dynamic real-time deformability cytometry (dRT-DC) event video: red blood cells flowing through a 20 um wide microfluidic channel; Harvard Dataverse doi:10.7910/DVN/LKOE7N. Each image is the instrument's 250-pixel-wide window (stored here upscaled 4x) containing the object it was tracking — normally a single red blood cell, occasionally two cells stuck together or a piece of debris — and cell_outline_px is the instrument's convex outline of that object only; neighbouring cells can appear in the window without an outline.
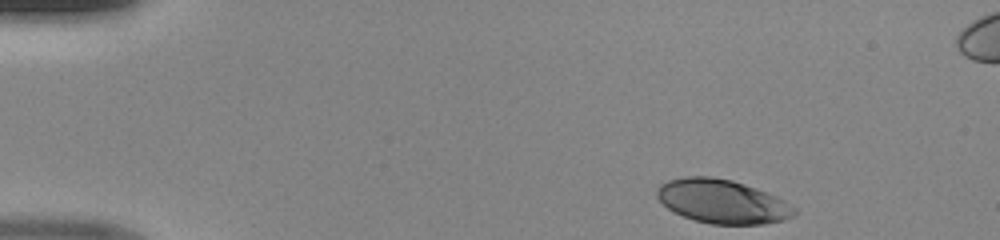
{"species": "human", "species_latin": "Homo sapiens", "temperature_condition": "room temperature", "stored_images_in_passage": 44, "segment_of_instrument_passage": [1, 2], "camera_frame_rate_fps": 3000, "um_per_image_px": 0.085, "donor": {"sex": "male"}, "frame": {"image": 1, "passage_image": 1, "time_ms": 0.0, "image_size_px": [1000, 240], "cell_outline_px": [[796, 212], [792, 216], [784, 220], [764, 224], [712, 224], [696, 220], [684, 216], [668, 208], [656, 196], [656, 188], [660, 184], [668, 180], [684, 176], [712, 176], [732, 180], [756, 188], [776, 196], [784, 200], [796, 208]], "centroid_in_image_um": [61.39, 17.11], "position_along_channel_um": 23.6, "area_um2": 35.03}}
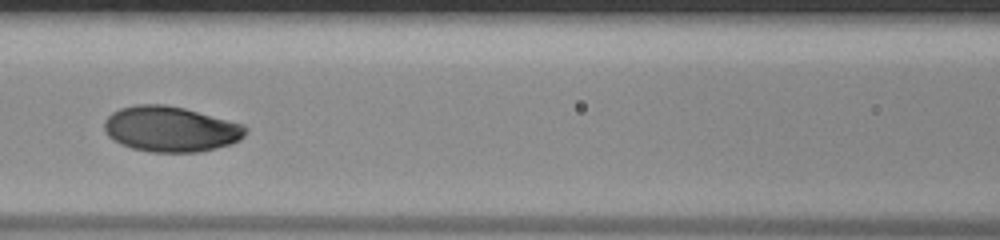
{"frame": {"image": 2, "passage_image": 17, "time_ms": 5.333, "image_size_px": [1000, 240], "cell_outline_px": [[248, 132], [240, 140], [216, 148], [200, 152], [148, 152], [132, 148], [120, 144], [112, 140], [104, 132], [104, 120], [112, 112], [120, 108], [136, 104], [164, 104], [184, 108], [244, 124], [248, 128]], "centroid_in_image_um": [14.49, 10.97], "position_along_channel_um": 152.1, "area_um2": 37.74}}
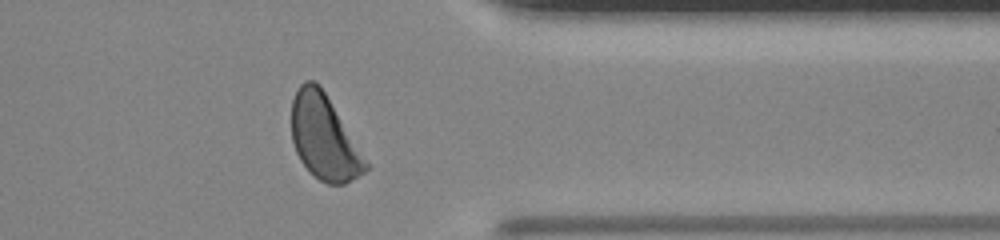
{"frame": {"image": 3, "passage_image": 34, "time_ms": 11.0, "image_size_px": [1000, 240], "cell_outline_px": [[368, 168], [364, 172], [344, 184], [328, 184], [320, 180], [300, 160], [296, 152], [292, 140], [292, 100], [300, 84], [304, 80], [316, 80], [320, 84], [368, 164]], "centroid_in_image_um": [27.52, 11.65], "position_along_channel_um": 383.9, "area_um2": 35.72}}